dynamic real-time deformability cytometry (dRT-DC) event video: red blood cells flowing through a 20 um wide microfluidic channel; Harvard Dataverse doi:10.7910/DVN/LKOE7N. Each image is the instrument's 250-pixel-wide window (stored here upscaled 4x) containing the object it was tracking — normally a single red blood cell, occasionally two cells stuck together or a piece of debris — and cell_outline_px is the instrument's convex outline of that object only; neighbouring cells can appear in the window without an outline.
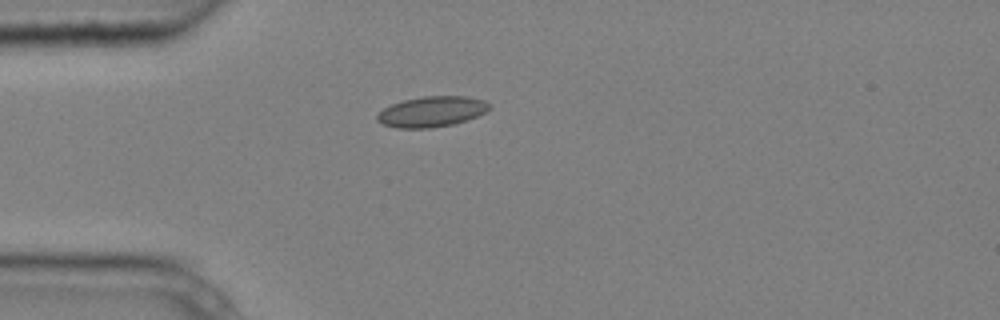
{"species": "common noctule bat (a hibernating species)", "species_latin": "Nyctalus noctula", "temperature_condition": "cold", "stored_images_in_passage": 5, "camera_frame_rate_fps": 3000, "um_per_image_px": 0.085, "animal": {"sex": "male", "body_mass_g": 20.4}, "frame": {"image": 1, "passage_image": 5, "time_ms": 1.333, "image_size_px": [1000, 320], "cell_outline_px": [[492, 108], [468, 120], [452, 124], [428, 128], [396, 128], [384, 124], [376, 120], [376, 116], [384, 108], [392, 104], [404, 100], [424, 96], [468, 96], [484, 100], [492, 104]], "centroid_in_image_um": [36.73, 9.48], "position_along_channel_um": 48.3, "area_um2": 19.94}}